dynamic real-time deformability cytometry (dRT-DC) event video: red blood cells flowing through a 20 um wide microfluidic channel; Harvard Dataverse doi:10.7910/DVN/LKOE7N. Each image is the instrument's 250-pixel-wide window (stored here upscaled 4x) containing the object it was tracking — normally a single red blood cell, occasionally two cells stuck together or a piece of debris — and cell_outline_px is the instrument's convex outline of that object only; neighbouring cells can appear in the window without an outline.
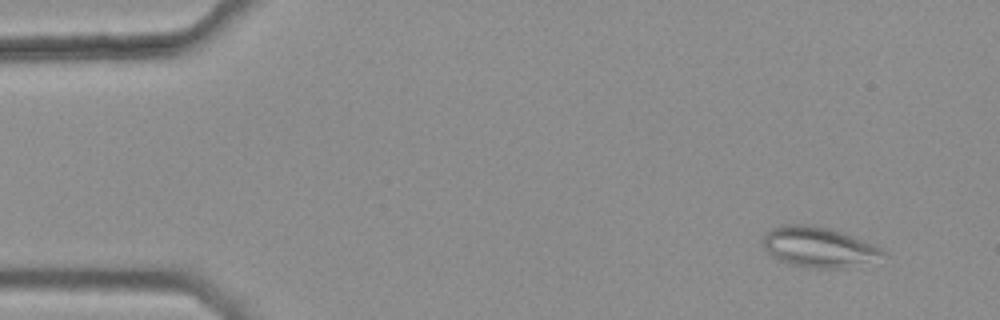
{"species": "common noctule bat (a hibernating species)", "species_latin": "Nyctalus noctula", "temperature_condition": "warm", "stored_images_in_passage": 4, "camera_frame_rate_fps": 3000, "um_per_image_px": 0.085, "animal": {"sex": "female", "body_mass_g": 25.1}, "frame": {"image": 1, "passage_image": 1, "time_ms": 0.0, "image_size_px": [1000, 320], "cell_outline_px": [[884, 252], [844, 268], [812, 268], [792, 264], [780, 260], [772, 256], [764, 248], [764, 236], [772, 228], [780, 224], [804, 224], [828, 228], [844, 232], [872, 244], [880, 248]], "centroid_in_image_um": [69.45, 20.96], "position_along_channel_um": 15.6, "area_um2": 27.05}}